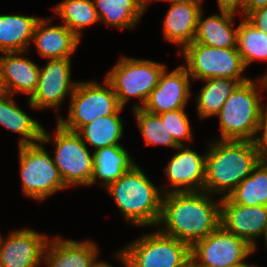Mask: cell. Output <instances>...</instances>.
Masks as SVG:
<instances>
[{
    "instance_id": "cell-1",
    "label": "cell",
    "mask_w": 267,
    "mask_h": 267,
    "mask_svg": "<svg viewBox=\"0 0 267 267\" xmlns=\"http://www.w3.org/2000/svg\"><path fill=\"white\" fill-rule=\"evenodd\" d=\"M162 196L159 231L187 243L190 247L221 225V203L214 202L206 192H167Z\"/></svg>"
},
{
    "instance_id": "cell-2",
    "label": "cell",
    "mask_w": 267,
    "mask_h": 267,
    "mask_svg": "<svg viewBox=\"0 0 267 267\" xmlns=\"http://www.w3.org/2000/svg\"><path fill=\"white\" fill-rule=\"evenodd\" d=\"M260 162L255 141L218 140L206 154L203 191L227 197Z\"/></svg>"
},
{
    "instance_id": "cell-3",
    "label": "cell",
    "mask_w": 267,
    "mask_h": 267,
    "mask_svg": "<svg viewBox=\"0 0 267 267\" xmlns=\"http://www.w3.org/2000/svg\"><path fill=\"white\" fill-rule=\"evenodd\" d=\"M127 221L137 226L158 225L161 191L135 165L106 187Z\"/></svg>"
},
{
    "instance_id": "cell-4",
    "label": "cell",
    "mask_w": 267,
    "mask_h": 267,
    "mask_svg": "<svg viewBox=\"0 0 267 267\" xmlns=\"http://www.w3.org/2000/svg\"><path fill=\"white\" fill-rule=\"evenodd\" d=\"M258 85L249 80L241 83L227 98L219 114L220 140L255 141L263 111Z\"/></svg>"
},
{
    "instance_id": "cell-5",
    "label": "cell",
    "mask_w": 267,
    "mask_h": 267,
    "mask_svg": "<svg viewBox=\"0 0 267 267\" xmlns=\"http://www.w3.org/2000/svg\"><path fill=\"white\" fill-rule=\"evenodd\" d=\"M126 267H191L190 246L159 230L116 254Z\"/></svg>"
},
{
    "instance_id": "cell-6",
    "label": "cell",
    "mask_w": 267,
    "mask_h": 267,
    "mask_svg": "<svg viewBox=\"0 0 267 267\" xmlns=\"http://www.w3.org/2000/svg\"><path fill=\"white\" fill-rule=\"evenodd\" d=\"M45 129L41 142L18 145L20 173L24 194L36 200H43L63 188H68L58 171L54 160L40 144L50 142Z\"/></svg>"
},
{
    "instance_id": "cell-7",
    "label": "cell",
    "mask_w": 267,
    "mask_h": 267,
    "mask_svg": "<svg viewBox=\"0 0 267 267\" xmlns=\"http://www.w3.org/2000/svg\"><path fill=\"white\" fill-rule=\"evenodd\" d=\"M104 82L109 88L95 81L78 82L70 97L71 104L67 120L58 116L57 121L65 130L78 132L96 118L119 115L122 107L110 83L106 79Z\"/></svg>"
},
{
    "instance_id": "cell-8",
    "label": "cell",
    "mask_w": 267,
    "mask_h": 267,
    "mask_svg": "<svg viewBox=\"0 0 267 267\" xmlns=\"http://www.w3.org/2000/svg\"><path fill=\"white\" fill-rule=\"evenodd\" d=\"M165 68L167 67L164 64L150 60L122 57L108 72L106 80L112 86L121 107L130 97H137L142 101V106H133L135 110L144 106Z\"/></svg>"
},
{
    "instance_id": "cell-9",
    "label": "cell",
    "mask_w": 267,
    "mask_h": 267,
    "mask_svg": "<svg viewBox=\"0 0 267 267\" xmlns=\"http://www.w3.org/2000/svg\"><path fill=\"white\" fill-rule=\"evenodd\" d=\"M181 49L187 65L184 67L193 80L249 79L241 75L246 67L237 48H216L193 41Z\"/></svg>"
},
{
    "instance_id": "cell-10",
    "label": "cell",
    "mask_w": 267,
    "mask_h": 267,
    "mask_svg": "<svg viewBox=\"0 0 267 267\" xmlns=\"http://www.w3.org/2000/svg\"><path fill=\"white\" fill-rule=\"evenodd\" d=\"M254 252L245 240L223 226L190 247L191 267H229L247 265L243 260Z\"/></svg>"
},
{
    "instance_id": "cell-11",
    "label": "cell",
    "mask_w": 267,
    "mask_h": 267,
    "mask_svg": "<svg viewBox=\"0 0 267 267\" xmlns=\"http://www.w3.org/2000/svg\"><path fill=\"white\" fill-rule=\"evenodd\" d=\"M55 157L59 174L67 187L89 185L93 175V154L77 132L65 130L57 123Z\"/></svg>"
},
{
    "instance_id": "cell-12",
    "label": "cell",
    "mask_w": 267,
    "mask_h": 267,
    "mask_svg": "<svg viewBox=\"0 0 267 267\" xmlns=\"http://www.w3.org/2000/svg\"><path fill=\"white\" fill-rule=\"evenodd\" d=\"M77 84L71 82V59H50L40 69L38 85L29 98V105L35 109H58L68 91L72 95Z\"/></svg>"
},
{
    "instance_id": "cell-13",
    "label": "cell",
    "mask_w": 267,
    "mask_h": 267,
    "mask_svg": "<svg viewBox=\"0 0 267 267\" xmlns=\"http://www.w3.org/2000/svg\"><path fill=\"white\" fill-rule=\"evenodd\" d=\"M221 226L256 249L254 238L264 236L267 227V206H244L222 197Z\"/></svg>"
},
{
    "instance_id": "cell-14",
    "label": "cell",
    "mask_w": 267,
    "mask_h": 267,
    "mask_svg": "<svg viewBox=\"0 0 267 267\" xmlns=\"http://www.w3.org/2000/svg\"><path fill=\"white\" fill-rule=\"evenodd\" d=\"M48 241L32 229L14 231L6 239L0 235V267L40 266Z\"/></svg>"
},
{
    "instance_id": "cell-15",
    "label": "cell",
    "mask_w": 267,
    "mask_h": 267,
    "mask_svg": "<svg viewBox=\"0 0 267 267\" xmlns=\"http://www.w3.org/2000/svg\"><path fill=\"white\" fill-rule=\"evenodd\" d=\"M189 78L191 77L183 65L170 73L165 68L142 109L159 115L185 108L190 95Z\"/></svg>"
},
{
    "instance_id": "cell-16",
    "label": "cell",
    "mask_w": 267,
    "mask_h": 267,
    "mask_svg": "<svg viewBox=\"0 0 267 267\" xmlns=\"http://www.w3.org/2000/svg\"><path fill=\"white\" fill-rule=\"evenodd\" d=\"M180 151L173 155L164 169L173 190L170 192L203 191L205 183L206 154L200 156L185 145L177 147ZM183 186V187H182Z\"/></svg>"
},
{
    "instance_id": "cell-17",
    "label": "cell",
    "mask_w": 267,
    "mask_h": 267,
    "mask_svg": "<svg viewBox=\"0 0 267 267\" xmlns=\"http://www.w3.org/2000/svg\"><path fill=\"white\" fill-rule=\"evenodd\" d=\"M0 57V83L4 93L18 91L33 95L37 88L40 68L19 52H4Z\"/></svg>"
},
{
    "instance_id": "cell-18",
    "label": "cell",
    "mask_w": 267,
    "mask_h": 267,
    "mask_svg": "<svg viewBox=\"0 0 267 267\" xmlns=\"http://www.w3.org/2000/svg\"><path fill=\"white\" fill-rule=\"evenodd\" d=\"M97 250L98 247L89 240L82 242L56 237L48 241L44 259L48 267H93L97 262Z\"/></svg>"
},
{
    "instance_id": "cell-19",
    "label": "cell",
    "mask_w": 267,
    "mask_h": 267,
    "mask_svg": "<svg viewBox=\"0 0 267 267\" xmlns=\"http://www.w3.org/2000/svg\"><path fill=\"white\" fill-rule=\"evenodd\" d=\"M49 21L39 19L34 29L32 38L39 53L48 59H71L80 39L64 24L47 26Z\"/></svg>"
},
{
    "instance_id": "cell-20",
    "label": "cell",
    "mask_w": 267,
    "mask_h": 267,
    "mask_svg": "<svg viewBox=\"0 0 267 267\" xmlns=\"http://www.w3.org/2000/svg\"><path fill=\"white\" fill-rule=\"evenodd\" d=\"M201 11V3L171 4L163 22L165 40L182 45V48L192 43Z\"/></svg>"
},
{
    "instance_id": "cell-21",
    "label": "cell",
    "mask_w": 267,
    "mask_h": 267,
    "mask_svg": "<svg viewBox=\"0 0 267 267\" xmlns=\"http://www.w3.org/2000/svg\"><path fill=\"white\" fill-rule=\"evenodd\" d=\"M202 20L203 11L198 18L197 32L194 41L216 48H237V30L233 26L234 13L220 11Z\"/></svg>"
},
{
    "instance_id": "cell-22",
    "label": "cell",
    "mask_w": 267,
    "mask_h": 267,
    "mask_svg": "<svg viewBox=\"0 0 267 267\" xmlns=\"http://www.w3.org/2000/svg\"><path fill=\"white\" fill-rule=\"evenodd\" d=\"M136 164L122 145L104 147L93 152V175L90 185L101 179L106 188Z\"/></svg>"
},
{
    "instance_id": "cell-23",
    "label": "cell",
    "mask_w": 267,
    "mask_h": 267,
    "mask_svg": "<svg viewBox=\"0 0 267 267\" xmlns=\"http://www.w3.org/2000/svg\"><path fill=\"white\" fill-rule=\"evenodd\" d=\"M9 95L4 92L0 94V124L23 136L19 145L41 142L43 127L18 108Z\"/></svg>"
},
{
    "instance_id": "cell-24",
    "label": "cell",
    "mask_w": 267,
    "mask_h": 267,
    "mask_svg": "<svg viewBox=\"0 0 267 267\" xmlns=\"http://www.w3.org/2000/svg\"><path fill=\"white\" fill-rule=\"evenodd\" d=\"M40 18L23 15H0V52H27Z\"/></svg>"
},
{
    "instance_id": "cell-25",
    "label": "cell",
    "mask_w": 267,
    "mask_h": 267,
    "mask_svg": "<svg viewBox=\"0 0 267 267\" xmlns=\"http://www.w3.org/2000/svg\"><path fill=\"white\" fill-rule=\"evenodd\" d=\"M93 2L99 20L118 28L135 27L146 9L145 0H95Z\"/></svg>"
},
{
    "instance_id": "cell-26",
    "label": "cell",
    "mask_w": 267,
    "mask_h": 267,
    "mask_svg": "<svg viewBox=\"0 0 267 267\" xmlns=\"http://www.w3.org/2000/svg\"><path fill=\"white\" fill-rule=\"evenodd\" d=\"M250 79H229L213 77L206 79V85L202 87L197 96V111L200 118L218 115L227 98L234 90Z\"/></svg>"
},
{
    "instance_id": "cell-27",
    "label": "cell",
    "mask_w": 267,
    "mask_h": 267,
    "mask_svg": "<svg viewBox=\"0 0 267 267\" xmlns=\"http://www.w3.org/2000/svg\"><path fill=\"white\" fill-rule=\"evenodd\" d=\"M227 197L239 205L267 206V163L260 161Z\"/></svg>"
},
{
    "instance_id": "cell-28",
    "label": "cell",
    "mask_w": 267,
    "mask_h": 267,
    "mask_svg": "<svg viewBox=\"0 0 267 267\" xmlns=\"http://www.w3.org/2000/svg\"><path fill=\"white\" fill-rule=\"evenodd\" d=\"M82 140L89 142L96 149L119 144L123 135V121L118 115H108L96 118L88 125H84L77 132Z\"/></svg>"
},
{
    "instance_id": "cell-29",
    "label": "cell",
    "mask_w": 267,
    "mask_h": 267,
    "mask_svg": "<svg viewBox=\"0 0 267 267\" xmlns=\"http://www.w3.org/2000/svg\"><path fill=\"white\" fill-rule=\"evenodd\" d=\"M237 49L246 68L255 60H267V34L244 19L237 30Z\"/></svg>"
},
{
    "instance_id": "cell-30",
    "label": "cell",
    "mask_w": 267,
    "mask_h": 267,
    "mask_svg": "<svg viewBox=\"0 0 267 267\" xmlns=\"http://www.w3.org/2000/svg\"><path fill=\"white\" fill-rule=\"evenodd\" d=\"M54 11L64 20L65 26L79 39L80 31L86 26L99 21L92 0H64Z\"/></svg>"
},
{
    "instance_id": "cell-31",
    "label": "cell",
    "mask_w": 267,
    "mask_h": 267,
    "mask_svg": "<svg viewBox=\"0 0 267 267\" xmlns=\"http://www.w3.org/2000/svg\"><path fill=\"white\" fill-rule=\"evenodd\" d=\"M134 111L146 145L161 144L175 149L179 147L158 114H152L142 108H137Z\"/></svg>"
},
{
    "instance_id": "cell-32",
    "label": "cell",
    "mask_w": 267,
    "mask_h": 267,
    "mask_svg": "<svg viewBox=\"0 0 267 267\" xmlns=\"http://www.w3.org/2000/svg\"><path fill=\"white\" fill-rule=\"evenodd\" d=\"M184 110L185 108H182L159 114L174 141L179 146L184 145L182 140H191L192 138L188 115Z\"/></svg>"
},
{
    "instance_id": "cell-33",
    "label": "cell",
    "mask_w": 267,
    "mask_h": 267,
    "mask_svg": "<svg viewBox=\"0 0 267 267\" xmlns=\"http://www.w3.org/2000/svg\"><path fill=\"white\" fill-rule=\"evenodd\" d=\"M259 130H264L263 137H256L255 143L260 155V161L267 163V107L263 109Z\"/></svg>"
},
{
    "instance_id": "cell-34",
    "label": "cell",
    "mask_w": 267,
    "mask_h": 267,
    "mask_svg": "<svg viewBox=\"0 0 267 267\" xmlns=\"http://www.w3.org/2000/svg\"><path fill=\"white\" fill-rule=\"evenodd\" d=\"M245 19L256 29L267 34V6L250 12Z\"/></svg>"
},
{
    "instance_id": "cell-35",
    "label": "cell",
    "mask_w": 267,
    "mask_h": 267,
    "mask_svg": "<svg viewBox=\"0 0 267 267\" xmlns=\"http://www.w3.org/2000/svg\"><path fill=\"white\" fill-rule=\"evenodd\" d=\"M217 2L220 11H227L234 14L237 9H241L243 11L245 4V0H217Z\"/></svg>"
},
{
    "instance_id": "cell-36",
    "label": "cell",
    "mask_w": 267,
    "mask_h": 267,
    "mask_svg": "<svg viewBox=\"0 0 267 267\" xmlns=\"http://www.w3.org/2000/svg\"><path fill=\"white\" fill-rule=\"evenodd\" d=\"M267 6V0H245L242 13L244 18L252 11Z\"/></svg>"
},
{
    "instance_id": "cell-37",
    "label": "cell",
    "mask_w": 267,
    "mask_h": 267,
    "mask_svg": "<svg viewBox=\"0 0 267 267\" xmlns=\"http://www.w3.org/2000/svg\"><path fill=\"white\" fill-rule=\"evenodd\" d=\"M150 0H145V7L147 8ZM160 1V0H159ZM169 1L171 4H180V3H202L203 0H162Z\"/></svg>"
},
{
    "instance_id": "cell-38",
    "label": "cell",
    "mask_w": 267,
    "mask_h": 267,
    "mask_svg": "<svg viewBox=\"0 0 267 267\" xmlns=\"http://www.w3.org/2000/svg\"><path fill=\"white\" fill-rule=\"evenodd\" d=\"M93 267H113L110 264H107L106 262H96Z\"/></svg>"
},
{
    "instance_id": "cell-39",
    "label": "cell",
    "mask_w": 267,
    "mask_h": 267,
    "mask_svg": "<svg viewBox=\"0 0 267 267\" xmlns=\"http://www.w3.org/2000/svg\"><path fill=\"white\" fill-rule=\"evenodd\" d=\"M260 85L264 88H267V78H260L259 80Z\"/></svg>"
},
{
    "instance_id": "cell-40",
    "label": "cell",
    "mask_w": 267,
    "mask_h": 267,
    "mask_svg": "<svg viewBox=\"0 0 267 267\" xmlns=\"http://www.w3.org/2000/svg\"><path fill=\"white\" fill-rule=\"evenodd\" d=\"M229 267H252V266H250V265H238V266H229Z\"/></svg>"
},
{
    "instance_id": "cell-41",
    "label": "cell",
    "mask_w": 267,
    "mask_h": 267,
    "mask_svg": "<svg viewBox=\"0 0 267 267\" xmlns=\"http://www.w3.org/2000/svg\"><path fill=\"white\" fill-rule=\"evenodd\" d=\"M263 237H265V242H266V246H267V227H266V231H265V234H264V236Z\"/></svg>"
},
{
    "instance_id": "cell-42",
    "label": "cell",
    "mask_w": 267,
    "mask_h": 267,
    "mask_svg": "<svg viewBox=\"0 0 267 267\" xmlns=\"http://www.w3.org/2000/svg\"><path fill=\"white\" fill-rule=\"evenodd\" d=\"M3 93V89H2V86H1V83H0V94Z\"/></svg>"
}]
</instances>
